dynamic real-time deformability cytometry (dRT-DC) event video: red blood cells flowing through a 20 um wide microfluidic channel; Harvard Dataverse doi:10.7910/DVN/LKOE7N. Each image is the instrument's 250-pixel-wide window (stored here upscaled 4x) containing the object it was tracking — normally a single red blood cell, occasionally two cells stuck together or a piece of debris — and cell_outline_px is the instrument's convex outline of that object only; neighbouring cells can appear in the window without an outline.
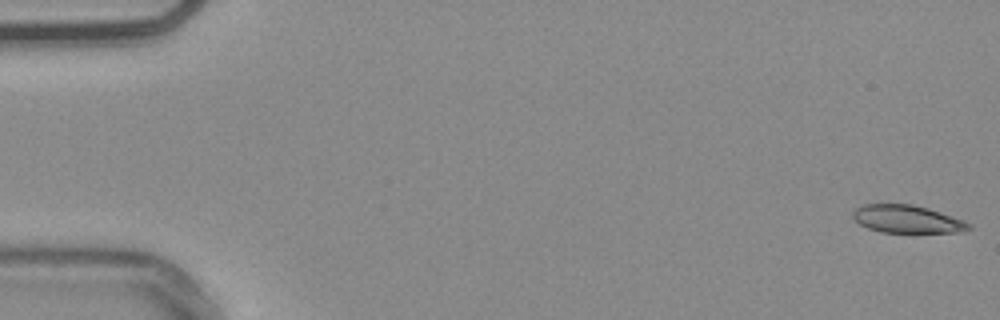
{"species": "common noctule bat (a hibernating species)", "species_latin": "Nyctalus noctula", "temperature_condition": "warm", "stored_images_in_passage": 54, "camera_frame_rate_fps": 3000, "um_per_image_px": 0.085, "animal": {"sex": "male", "body_mass_g": 20.4}, "frame": {"image": 1, "passage_image": 1, "time_ms": 0.0, "image_size_px": [1000, 320], "cell_outline_px": [[972, 228], [964, 232], [880, 232], [868, 228], [852, 220], [852, 212], [856, 208], [864, 204], [912, 204], [928, 208], [964, 220], [972, 224]], "centroid_in_image_um": [77.1, 18.62], "position_along_channel_um": 7.9, "area_um2": 18.9}}
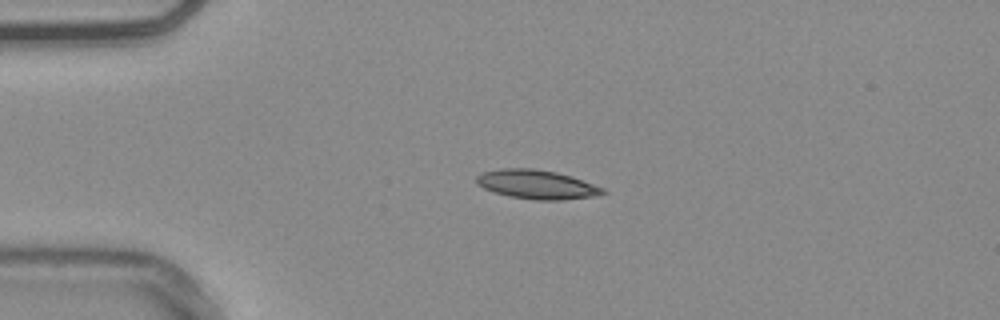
{"frame": {"image": 2, "passage_image": 13, "time_ms": 4.0, "image_size_px": [1000, 320], "cell_outline_px": [[608, 192], [596, 196], [560, 200], [536, 200], [508, 196], [484, 188], [476, 184], [476, 176], [480, 172], [500, 168], [532, 168], [556, 172], [604, 188]], "centroid_in_image_um": [45.58, 15.68], "position_along_channel_um": 39.4, "area_um2": 21.27}}
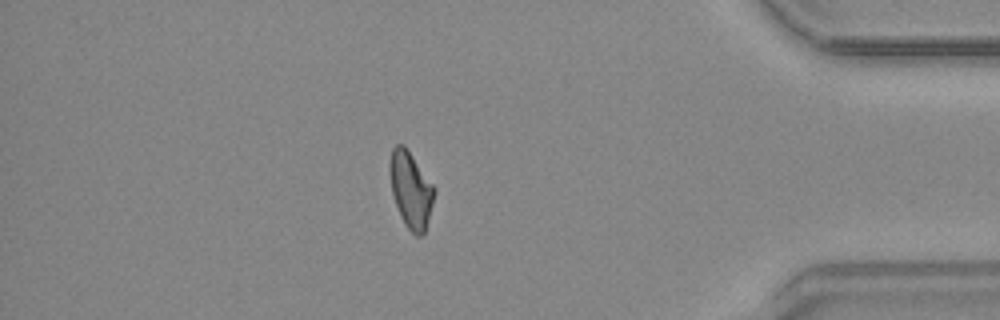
{"frame": {"image": 3, "passage_image": 47, "time_ms": 15.333, "image_size_px": [1000, 320], "cell_outline_px": [[436, 192], [424, 232], [420, 236], [416, 236], [404, 224], [400, 216], [392, 192], [388, 168], [388, 164], [392, 148], [396, 144], [404, 144], [436, 188]], "centroid_in_image_um": [34.9, 16.09], "position_along_channel_um": 400.3, "area_um2": 19.83}, "authors_computed_cell_mechanics": {"area_um2": 19.941, "velocity_mm_per_s": 3.7718, "shape_relaxation_time_tau1_ms": 8.4163, "shape_relaxation_time_tau2_ms": 4.2202, "deformation_change_tau1": 0.2088, "deformation_change_tau2": 0.118}}